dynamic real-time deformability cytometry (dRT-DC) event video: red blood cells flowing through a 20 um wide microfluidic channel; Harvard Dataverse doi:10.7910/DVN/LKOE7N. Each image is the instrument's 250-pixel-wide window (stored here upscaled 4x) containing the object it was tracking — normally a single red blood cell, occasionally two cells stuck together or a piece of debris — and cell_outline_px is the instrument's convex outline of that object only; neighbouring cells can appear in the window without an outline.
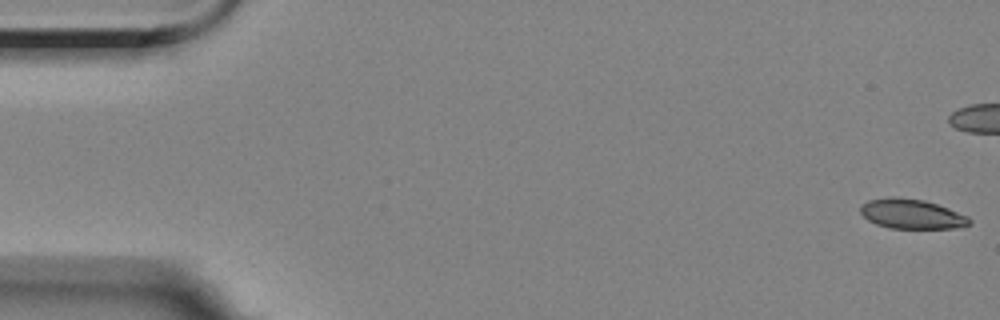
{"species": "Egyptian fruit bat (a non-hibernating species)", "species_latin": "Rousettus aegyptiacus", "temperature_condition": "room temperature", "stored_images_in_passage": 13, "camera_frame_rate_fps": 3000, "um_per_image_px": 0.085, "animal": {"sex": "female"}, "frame": {"image": 1, "passage_image": 1, "time_ms": 0.0, "image_size_px": [1000, 320], "cell_outline_px": [[972, 224], [964, 228], [888, 228], [876, 224], [868, 220], [860, 212], [860, 208], [868, 200], [888, 196], [896, 196], [924, 200], [948, 208], [968, 216], [972, 220]], "centroid_in_image_um": [77.52, 18.19], "position_along_channel_um": 7.5, "area_um2": 19.07}}